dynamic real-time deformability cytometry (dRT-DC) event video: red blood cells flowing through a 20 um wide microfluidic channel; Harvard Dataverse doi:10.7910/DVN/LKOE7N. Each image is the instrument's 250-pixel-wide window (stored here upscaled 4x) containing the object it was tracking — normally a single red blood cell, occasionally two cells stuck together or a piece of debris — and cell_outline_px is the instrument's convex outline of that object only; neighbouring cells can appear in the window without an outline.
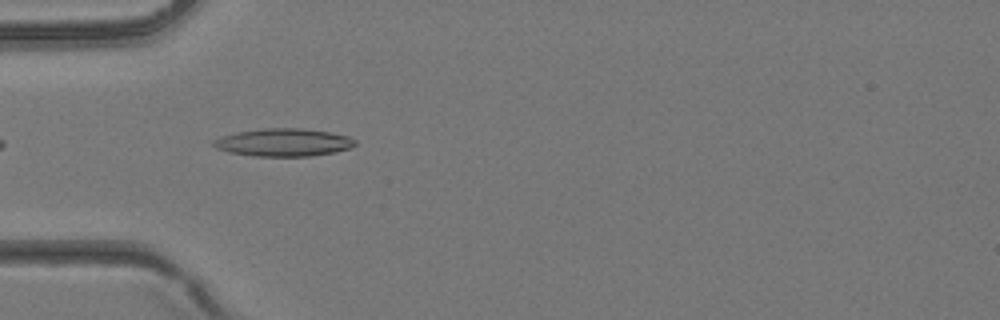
{"species": "common noctule bat (a hibernating species)", "species_latin": "Nyctalus noctula", "temperature_condition": "room temperature", "stored_images_in_passage": 38, "camera_frame_rate_fps": 3000, "um_per_image_px": 0.085, "animal": {"sex": "female", "body_mass_g": 24.6, "forearm_length_mm": 56.2}, "frame": {"image": 1, "passage_image": 13, "time_ms": 4.0, "image_size_px": [1000, 320], "cell_outline_px": [[356, 144], [352, 148], [312, 156], [252, 156], [228, 152], [216, 148], [212, 144], [212, 140], [236, 132], [264, 128], [304, 128], [328, 132], [348, 136], [356, 140]], "centroid_in_image_um": [24.1, 12.1], "position_along_channel_um": 60.9, "area_um2": 22.95}}
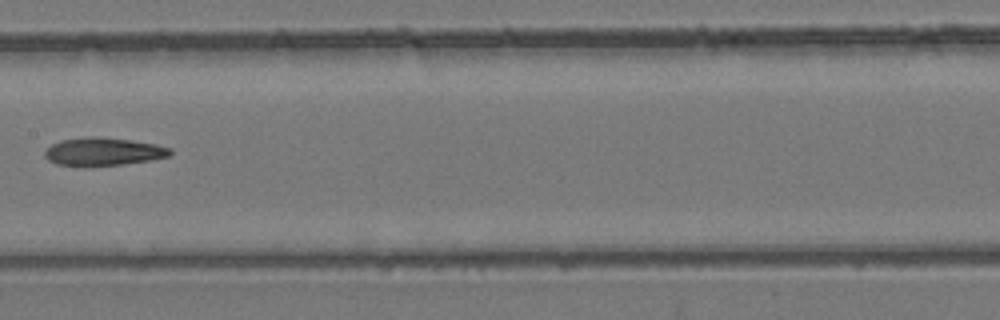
{"frame": {"image": 2, "passage_image": 21, "time_ms": 6.667, "image_size_px": [1000, 320], "cell_outline_px": [[172, 152], [168, 156], [148, 160], [124, 164], [88, 168], [84, 168], [56, 164], [48, 160], [44, 156], [44, 152], [52, 144], [60, 140], [128, 140], [156, 144], [172, 148]], "centroid_in_image_um": [8.76, 12.98], "position_along_channel_um": 198.6, "area_um2": 19.77}}
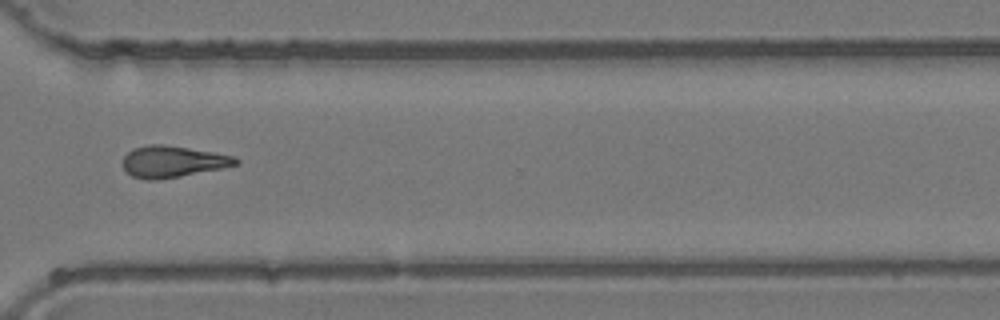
{"frame": {"image": 3, "passage_image": 30, "time_ms": 9.667, "image_size_px": [1000, 320], "cell_outline_px": [[240, 164], [224, 168], [180, 176], [156, 180], [148, 180], [132, 176], [124, 168], [124, 156], [132, 148], [148, 144], [164, 144], [212, 152], [232, 156], [240, 160]], "centroid_in_image_um": [14.69, 13.73], "position_along_channel_um": 355.9, "area_um2": 20.63}}